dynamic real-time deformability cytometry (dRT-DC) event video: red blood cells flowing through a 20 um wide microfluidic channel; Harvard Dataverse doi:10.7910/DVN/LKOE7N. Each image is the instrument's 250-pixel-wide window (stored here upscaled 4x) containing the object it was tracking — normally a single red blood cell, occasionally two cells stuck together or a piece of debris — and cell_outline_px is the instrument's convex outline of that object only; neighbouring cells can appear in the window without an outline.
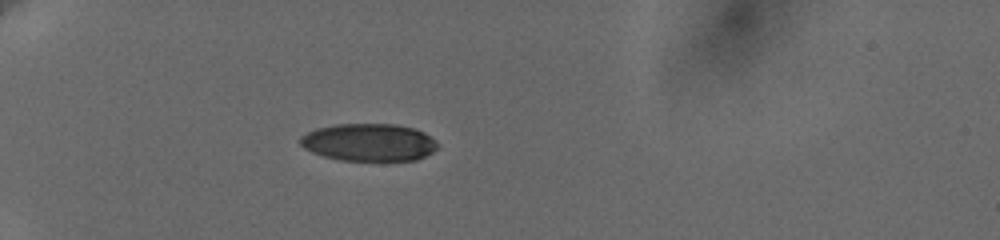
{"species": "human", "species_latin": "Homo sapiens", "temperature_condition": "cold", "stored_images_in_passage": 40, "camera_frame_rate_fps": 3000, "um_per_image_px": 0.085, "donor": {"sex": "female"}, "frame": {"image": 1, "passage_image": 1, "time_ms": 0.0, "image_size_px": [1000, 240], "cell_outline_px": [[440, 144], [432, 152], [416, 160], [340, 160], [324, 156], [312, 152], [304, 148], [300, 144], [300, 136], [316, 128], [336, 124], [396, 124], [412, 128], [424, 132], [432, 136]], "centroid_in_image_um": [31.37, 12.09], "position_along_channel_um": 53.6, "area_um2": 30.06}}
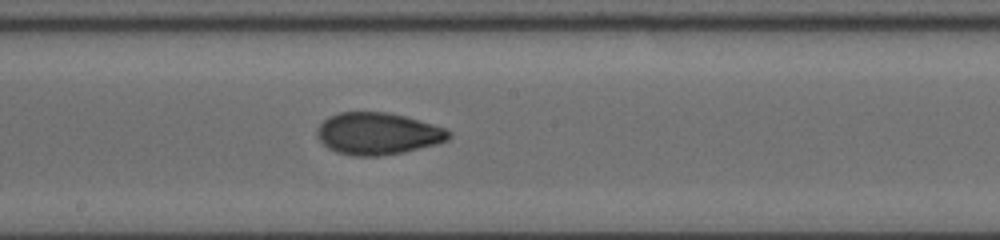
{"frame": {"image": 2, "passage_image": 17, "time_ms": 5.333, "image_size_px": [1000, 240], "cell_outline_px": [[452, 136], [448, 140], [436, 144], [404, 152], [376, 156], [352, 156], [336, 152], [328, 148], [316, 136], [316, 128], [328, 116], [340, 112], [388, 112], [404, 116], [432, 124], [444, 128], [452, 132]], "centroid_in_image_um": [32.09, 11.36], "position_along_channel_um": 216.1, "area_um2": 32.31}}
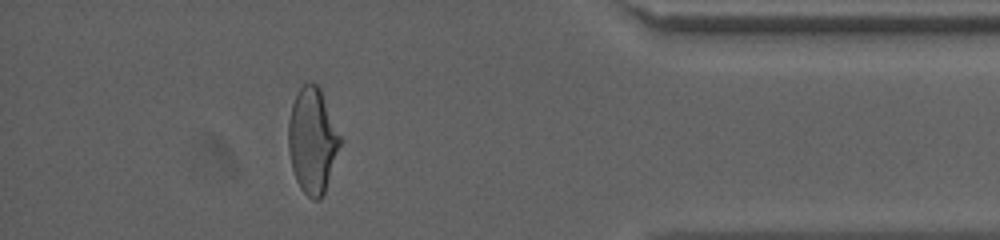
{"frame": {"image": 3, "passage_image": 35, "time_ms": 11.333, "image_size_px": [1000, 240], "cell_outline_px": [[340, 144], [324, 192], [320, 200], [312, 200], [300, 188], [296, 180], [292, 168], [288, 148], [288, 120], [292, 104], [300, 88], [304, 84], [316, 84], [320, 88], [340, 136]], "centroid_in_image_um": [26.52, 11.97], "position_along_channel_um": 408.7, "area_um2": 31.15}, "authors_computed_cell_mechanics": {"area_um2": 31.9345, "velocity_mm_per_s": 3.6491, "shape_relaxation_time_tau1_ms": 5.4675, "shape_relaxation_time_tau2_ms": 1.4704, "deformation_change_tau1": 0.1704, "deformation_change_tau2": 0.0638}}